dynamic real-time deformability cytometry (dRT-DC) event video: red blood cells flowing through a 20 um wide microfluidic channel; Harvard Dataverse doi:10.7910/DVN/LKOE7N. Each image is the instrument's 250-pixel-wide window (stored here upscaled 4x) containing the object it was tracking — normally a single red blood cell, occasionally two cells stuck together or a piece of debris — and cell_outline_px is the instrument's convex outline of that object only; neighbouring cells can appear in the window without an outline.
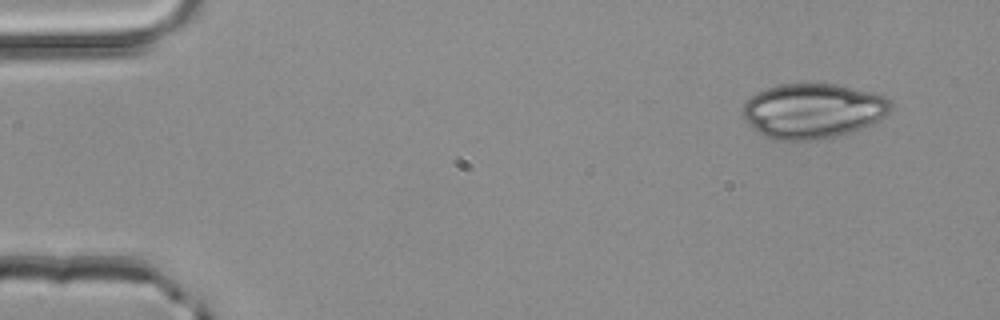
{"species": "common noctule bat (a hibernating species)", "species_latin": "Nyctalus noctula", "temperature_condition": "room temperature", "stored_images_in_passage": 3, "camera_frame_rate_fps": 3000, "um_per_image_px": 0.085, "animal": {"sex": "male", "body_mass_g": 20.4}, "frame": {"image": 1, "passage_image": 1, "time_ms": 0.0, "image_size_px": [1000, 320], "cell_outline_px": [[892, 108], [876, 124], [852, 132], [836, 136], [816, 140], [772, 140], [764, 136], [748, 124], [744, 120], [744, 104], [756, 92], [780, 84], [836, 84], [872, 92], [884, 96], [892, 104]], "centroid_in_image_um": [69.12, 9.44], "position_along_channel_um": 15.9, "area_um2": 47.51}}